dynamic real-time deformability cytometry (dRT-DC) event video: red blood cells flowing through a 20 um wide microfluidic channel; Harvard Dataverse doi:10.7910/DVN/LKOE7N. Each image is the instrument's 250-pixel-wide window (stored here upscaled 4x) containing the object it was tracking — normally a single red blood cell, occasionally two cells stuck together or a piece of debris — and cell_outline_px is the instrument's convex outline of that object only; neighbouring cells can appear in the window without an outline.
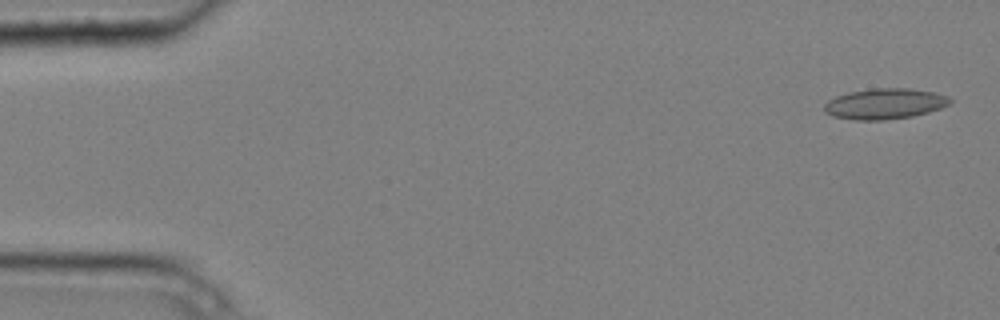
{"species": "common noctule bat (a hibernating species)", "species_latin": "Nyctalus noctula", "temperature_condition": "cold", "stored_images_in_passage": 5, "camera_frame_rate_fps": 3000, "um_per_image_px": 0.085, "animal": {"sex": "male", "body_mass_g": 20.4}, "frame": {"image": 1, "passage_image": 1, "time_ms": 0.0, "image_size_px": [1000, 320], "cell_outline_px": [[952, 100], [948, 104], [940, 108], [928, 112], [912, 116], [884, 120], [856, 120], [832, 116], [824, 112], [824, 104], [828, 100], [836, 96], [848, 92], [872, 88], [908, 88], [936, 92], [948, 96]], "centroid_in_image_um": [75.19, 8.81], "position_along_channel_um": 9.8, "area_um2": 22.54}}
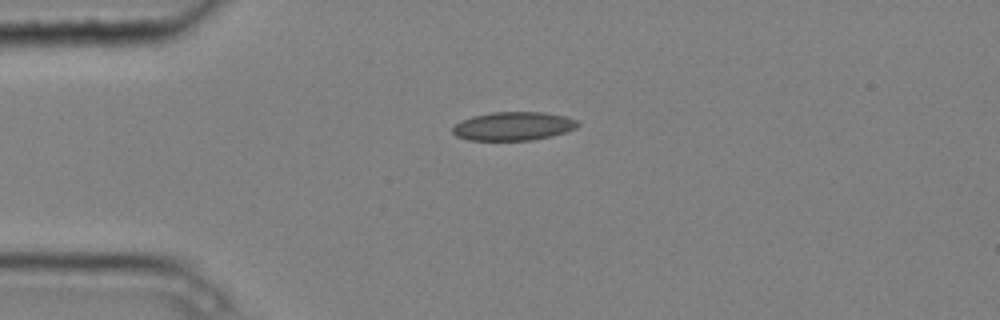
{"frame": {"image": 2, "passage_image": 4, "time_ms": 1.0, "image_size_px": [1000, 320], "cell_outline_px": [[580, 124], [576, 128], [552, 136], [532, 140], [468, 140], [456, 136], [452, 132], [452, 128], [456, 124], [472, 116], [492, 112], [544, 112], [568, 116], [580, 120]], "centroid_in_image_um": [43.69, 10.72], "position_along_channel_um": 41.3, "area_um2": 20.98}}